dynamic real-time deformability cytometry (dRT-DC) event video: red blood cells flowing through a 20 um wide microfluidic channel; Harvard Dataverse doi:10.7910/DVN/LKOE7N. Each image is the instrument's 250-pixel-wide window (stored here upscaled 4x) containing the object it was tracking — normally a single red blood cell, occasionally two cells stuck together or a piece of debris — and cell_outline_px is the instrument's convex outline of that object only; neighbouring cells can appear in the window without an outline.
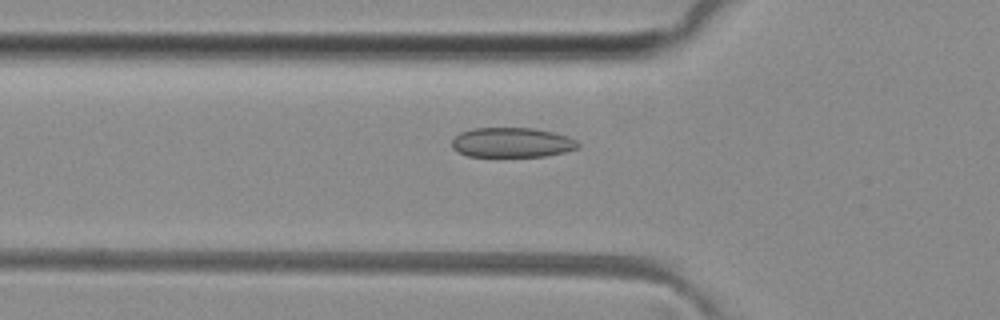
{"species": "common noctule bat (a hibernating species)", "species_latin": "Nyctalus noctula", "temperature_condition": "room temperature", "stored_images_in_passage": 44, "camera_frame_rate_fps": 3000, "um_per_image_px": 0.085, "animal": {"sex": "female", "body_mass_g": 29.2, "forearm_length_mm": 56.3}, "frame": {"image": 1, "passage_image": 11, "time_ms": 3.333, "image_size_px": [1000, 320], "cell_outline_px": [[580, 148], [564, 152], [544, 156], [468, 156], [452, 148], [452, 140], [460, 132], [472, 128], [532, 128], [552, 132], [568, 136], [576, 140], [580, 144]], "centroid_in_image_um": [43.53, 12.11], "position_along_channel_um": 82.3, "area_um2": 21.85}}
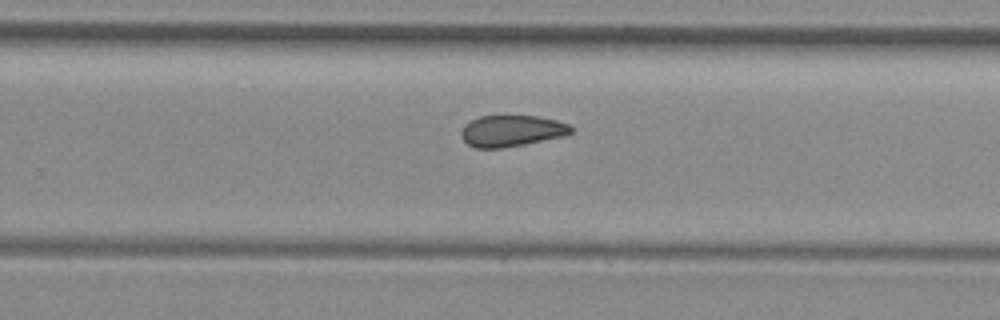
{"frame": {"image": 2, "passage_image": 26, "time_ms": 8.333, "image_size_px": [1000, 320], "cell_outline_px": [[572, 132], [564, 136], [524, 144], [500, 148], [476, 148], [468, 144], [460, 136], [460, 132], [464, 124], [480, 116], [536, 116], [556, 120], [568, 124], [572, 128]], "centroid_in_image_um": [43.46, 11.12], "position_along_channel_um": 286.3, "area_um2": 19.94}}
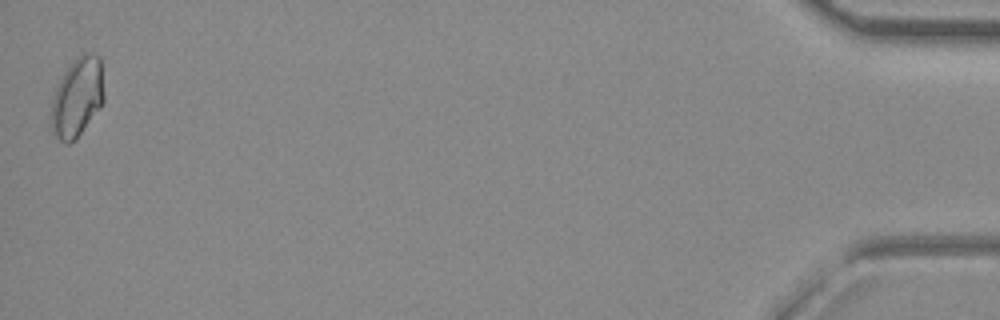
{"frame": {"image": 3, "passage_image": 44, "time_ms": 14.333, "image_size_px": [1000, 320], "cell_outline_px": [[104, 100], [80, 132], [68, 144], [64, 144], [52, 132], [48, 124], [52, 100], [56, 88], [64, 72], [84, 52], [100, 56], [104, 96]], "centroid_in_image_um": [6.52, 8.29], "position_along_channel_um": 428.7, "area_um2": 23.93}, "authors_computed_cell_mechanics": {"area_um2": 20.9814, "velocity_mm_per_s": 4.0714, "shape_relaxation_time_tau1_ms": null, "shape_relaxation_time_tau2_ms": 3.0, "deformation_change_tau1": null, "deformation_change_tau2": 0.0613}}